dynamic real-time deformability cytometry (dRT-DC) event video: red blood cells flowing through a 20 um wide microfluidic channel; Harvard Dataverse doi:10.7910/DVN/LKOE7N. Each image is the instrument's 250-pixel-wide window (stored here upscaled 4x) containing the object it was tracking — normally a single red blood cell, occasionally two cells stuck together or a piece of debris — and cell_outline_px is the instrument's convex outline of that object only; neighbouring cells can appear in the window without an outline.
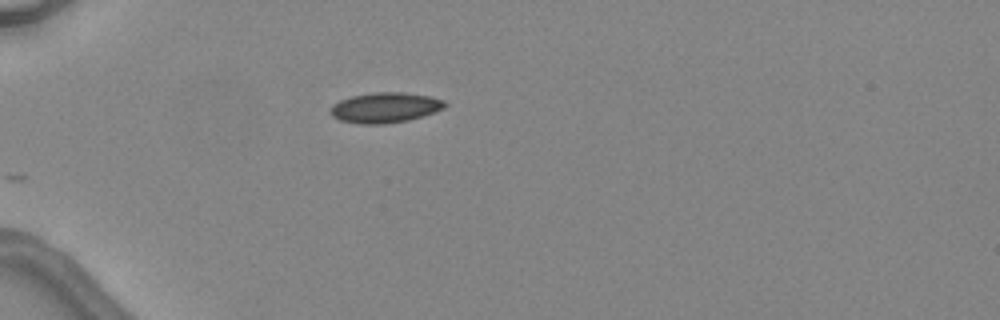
{"species": "common noctule bat (a hibernating species)", "species_latin": "Nyctalus noctula", "temperature_condition": "warm", "stored_images_in_passage": 1, "camera_frame_rate_fps": 3000, "um_per_image_px": 0.085, "animal": {"sex": "female", "body_mass_g": 24.6, "forearm_length_mm": 56.2}, "frame": {"image": 1, "passage_image": 1, "time_ms": 0.0, "image_size_px": [1000, 320], "cell_outline_px": [[448, 104], [444, 108], [424, 116], [408, 120], [384, 124], [360, 124], [340, 120], [332, 116], [328, 112], [332, 104], [340, 100], [352, 96], [376, 92], [404, 92], [432, 96], [444, 100]], "centroid_in_image_um": [32.74, 9.14], "position_along_channel_um": 52.3, "area_um2": 20.4}}